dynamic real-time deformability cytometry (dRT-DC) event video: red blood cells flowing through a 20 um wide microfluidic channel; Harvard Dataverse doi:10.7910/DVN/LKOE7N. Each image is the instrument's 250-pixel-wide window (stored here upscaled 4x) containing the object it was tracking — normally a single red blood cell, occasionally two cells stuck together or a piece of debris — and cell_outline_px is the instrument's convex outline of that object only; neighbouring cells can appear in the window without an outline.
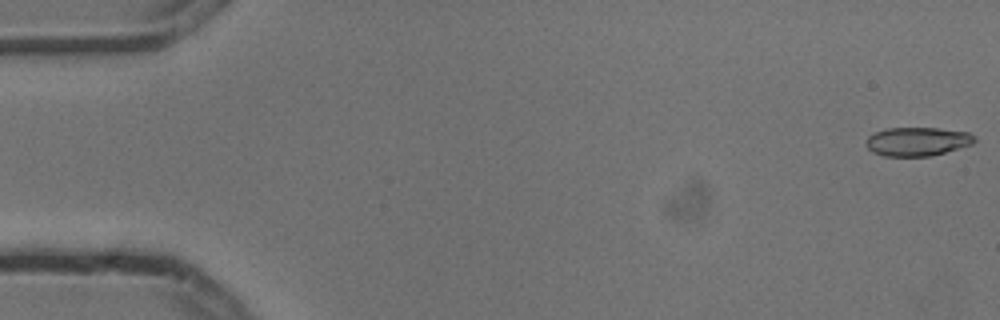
{"species": "common noctule bat (a hibernating species)", "species_latin": "Nyctalus noctula", "temperature_condition": "cold", "stored_images_in_passage": 4, "camera_frame_rate_fps": 3000, "um_per_image_px": 0.085, "animal": {"sex": "male", "body_mass_g": 13.3}, "frame": {"image": 1, "passage_image": 1, "time_ms": 0.0, "image_size_px": [1000, 320], "cell_outline_px": [[976, 140], [972, 144], [932, 156], [884, 156], [872, 152], [864, 144], [868, 136], [876, 132], [888, 128], [940, 128], [968, 132], [976, 136]], "centroid_in_image_um": [77.98, 12.03], "position_along_channel_um": 7.0, "area_um2": 18.26}}